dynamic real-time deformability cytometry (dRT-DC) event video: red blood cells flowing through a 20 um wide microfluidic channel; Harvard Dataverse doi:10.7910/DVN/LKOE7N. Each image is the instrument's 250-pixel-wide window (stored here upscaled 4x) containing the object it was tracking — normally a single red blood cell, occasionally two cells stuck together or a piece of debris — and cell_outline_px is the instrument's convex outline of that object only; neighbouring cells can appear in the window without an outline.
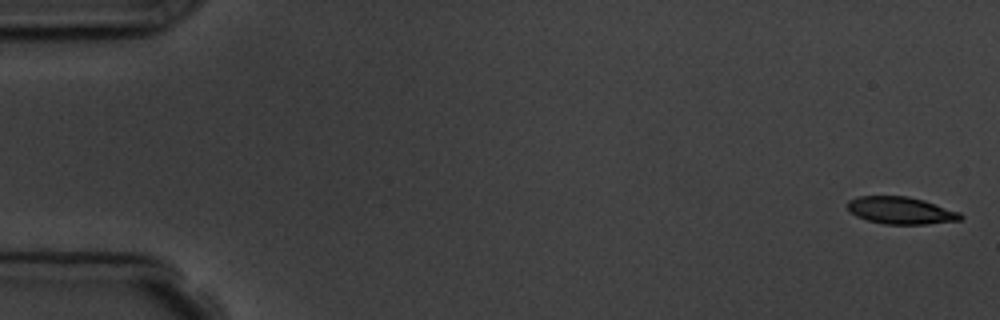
{"species": "common noctule bat (a hibernating species)", "species_latin": "Nyctalus noctula", "temperature_condition": "room temperature", "stored_images_in_passage": 6, "camera_frame_rate_fps": 3000, "um_per_image_px": 0.085, "animal": {"sex": "male", "body_mass_g": 19.5, "forearm_length_mm": 54.6}, "frame": {"image": 1, "passage_image": 1, "time_ms": 0.0, "image_size_px": [1000, 320], "cell_outline_px": [[964, 216], [960, 220], [924, 224], [884, 224], [868, 220], [856, 216], [848, 212], [848, 200], [856, 196], [908, 196], [924, 200], [960, 212]], "centroid_in_image_um": [76.55, 17.88], "position_along_channel_um": 8.5, "area_um2": 17.98}}